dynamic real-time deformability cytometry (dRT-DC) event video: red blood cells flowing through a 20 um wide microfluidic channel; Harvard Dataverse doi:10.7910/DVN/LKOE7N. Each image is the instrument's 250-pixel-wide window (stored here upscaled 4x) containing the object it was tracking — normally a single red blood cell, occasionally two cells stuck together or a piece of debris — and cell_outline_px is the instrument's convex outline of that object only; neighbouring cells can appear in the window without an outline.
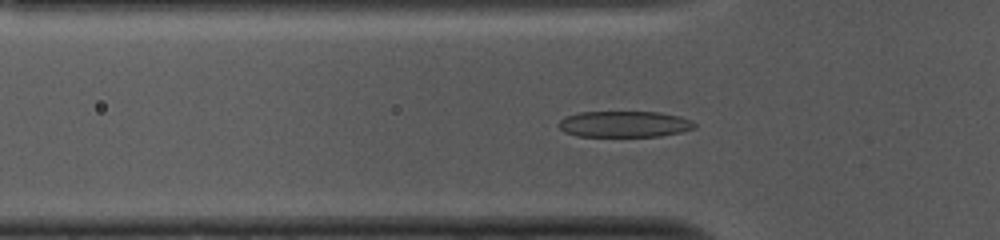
{"species": "common noctule bat (a hibernating species)", "species_latin": "Nyctalus noctula", "temperature_condition": "cold", "stored_images_in_passage": 54, "camera_frame_rate_fps": 3000, "um_per_image_px": 0.085, "animal": {"sex": "female", "body_mass_g": 10.0, "forearm_length_mm": 53.1}, "frame": {"image": 1, "passage_image": 16, "time_ms": 5.0, "image_size_px": [1000, 240], "cell_outline_px": [[696, 128], [680, 132], [660, 136], [576, 136], [564, 132], [556, 124], [564, 116], [580, 112], [660, 112], [680, 116], [692, 120], [696, 124]], "centroid_in_image_um": [53.06, 10.54], "position_along_channel_um": 72.7, "area_um2": 20.87}}
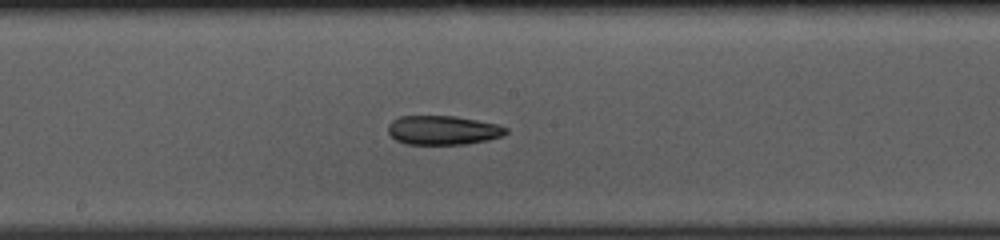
{"frame": {"image": 2, "passage_image": 27, "time_ms": 8.667, "image_size_px": [1000, 240], "cell_outline_px": [[508, 132], [504, 136], [488, 140], [464, 144], [408, 144], [396, 140], [388, 132], [388, 124], [392, 120], [400, 116], [456, 116], [496, 124], [508, 128]], "centroid_in_image_um": [37.66, 11.06], "position_along_channel_um": 210.5, "area_um2": 20.0}}
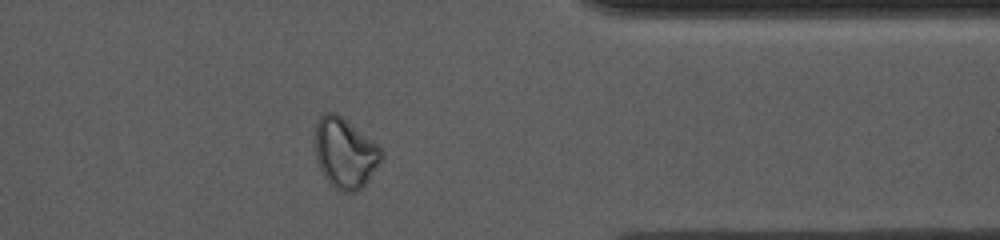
{"frame": {"image": 3, "passage_image": 42, "time_ms": 13.667, "image_size_px": [1000, 240], "cell_outline_px": [[384, 152], [380, 160], [368, 180], [356, 192], [344, 192], [336, 188], [324, 176], [320, 168], [316, 156], [316, 124], [320, 116], [324, 112], [336, 112], [376, 144]], "centroid_in_image_um": [29.31, 12.99], "position_along_channel_um": 382.1, "area_um2": 26.41}}